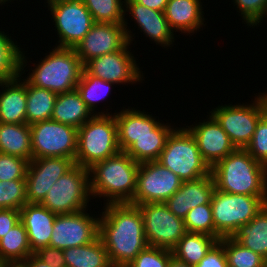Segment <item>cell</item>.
Listing matches in <instances>:
<instances>
[{"label":"cell","mask_w":267,"mask_h":267,"mask_svg":"<svg viewBox=\"0 0 267 267\" xmlns=\"http://www.w3.org/2000/svg\"><path fill=\"white\" fill-rule=\"evenodd\" d=\"M99 237L113 267H126L148 246L140 209L129 203L103 205Z\"/></svg>","instance_id":"6da1fadb"},{"label":"cell","mask_w":267,"mask_h":267,"mask_svg":"<svg viewBox=\"0 0 267 267\" xmlns=\"http://www.w3.org/2000/svg\"><path fill=\"white\" fill-rule=\"evenodd\" d=\"M53 47H50L52 49L47 51L48 54L45 53L46 56L40 61L38 60L37 64L27 60L29 58L25 56L27 51L23 49L21 74L25 75V71L29 70L27 77H24L29 84L51 90L56 94L76 89L84 69L83 63L75 49L56 47L55 45ZM29 62L33 64V70L32 67L30 69V64H27Z\"/></svg>","instance_id":"7a4b0ae2"},{"label":"cell","mask_w":267,"mask_h":267,"mask_svg":"<svg viewBox=\"0 0 267 267\" xmlns=\"http://www.w3.org/2000/svg\"><path fill=\"white\" fill-rule=\"evenodd\" d=\"M139 166L122 151L93 164L89 168L92 198H103V205L130 203L136 191Z\"/></svg>","instance_id":"3957f363"},{"label":"cell","mask_w":267,"mask_h":267,"mask_svg":"<svg viewBox=\"0 0 267 267\" xmlns=\"http://www.w3.org/2000/svg\"><path fill=\"white\" fill-rule=\"evenodd\" d=\"M211 173L215 188L224 193L267 196V168L246 149H235L217 162Z\"/></svg>","instance_id":"277c9868"},{"label":"cell","mask_w":267,"mask_h":267,"mask_svg":"<svg viewBox=\"0 0 267 267\" xmlns=\"http://www.w3.org/2000/svg\"><path fill=\"white\" fill-rule=\"evenodd\" d=\"M120 152L114 114L94 115L78 128L75 164L90 168Z\"/></svg>","instance_id":"5b68a950"},{"label":"cell","mask_w":267,"mask_h":267,"mask_svg":"<svg viewBox=\"0 0 267 267\" xmlns=\"http://www.w3.org/2000/svg\"><path fill=\"white\" fill-rule=\"evenodd\" d=\"M251 103H223L209 113L227 133L236 149H245L254 135L256 125L267 112V94H254Z\"/></svg>","instance_id":"8992f818"},{"label":"cell","mask_w":267,"mask_h":267,"mask_svg":"<svg viewBox=\"0 0 267 267\" xmlns=\"http://www.w3.org/2000/svg\"><path fill=\"white\" fill-rule=\"evenodd\" d=\"M183 181L207 176L211 168L203 160L194 136L186 127H175L157 160Z\"/></svg>","instance_id":"52a82bcc"},{"label":"cell","mask_w":267,"mask_h":267,"mask_svg":"<svg viewBox=\"0 0 267 267\" xmlns=\"http://www.w3.org/2000/svg\"><path fill=\"white\" fill-rule=\"evenodd\" d=\"M267 204V196L224 193L216 188L211 197L215 238L231 237L243 224L249 223Z\"/></svg>","instance_id":"ba28073f"},{"label":"cell","mask_w":267,"mask_h":267,"mask_svg":"<svg viewBox=\"0 0 267 267\" xmlns=\"http://www.w3.org/2000/svg\"><path fill=\"white\" fill-rule=\"evenodd\" d=\"M91 199L89 169L75 164L54 183L40 204L62 215L89 209Z\"/></svg>","instance_id":"9c48e42d"},{"label":"cell","mask_w":267,"mask_h":267,"mask_svg":"<svg viewBox=\"0 0 267 267\" xmlns=\"http://www.w3.org/2000/svg\"><path fill=\"white\" fill-rule=\"evenodd\" d=\"M32 159L62 157L75 162L78 129L53 120L30 125Z\"/></svg>","instance_id":"30bf717a"},{"label":"cell","mask_w":267,"mask_h":267,"mask_svg":"<svg viewBox=\"0 0 267 267\" xmlns=\"http://www.w3.org/2000/svg\"><path fill=\"white\" fill-rule=\"evenodd\" d=\"M47 9L58 35L56 47L75 49L95 23L82 0L57 2Z\"/></svg>","instance_id":"8fae6325"},{"label":"cell","mask_w":267,"mask_h":267,"mask_svg":"<svg viewBox=\"0 0 267 267\" xmlns=\"http://www.w3.org/2000/svg\"><path fill=\"white\" fill-rule=\"evenodd\" d=\"M137 207L143 217L149 246L172 250L187 233L184 219L172 213L165 203H146Z\"/></svg>","instance_id":"7c38bea8"},{"label":"cell","mask_w":267,"mask_h":267,"mask_svg":"<svg viewBox=\"0 0 267 267\" xmlns=\"http://www.w3.org/2000/svg\"><path fill=\"white\" fill-rule=\"evenodd\" d=\"M128 42L121 50L89 60L84 69L92 76L120 86L144 83L143 68L139 66ZM131 48V49H130ZM130 49V50H129Z\"/></svg>","instance_id":"4fadbf2b"},{"label":"cell","mask_w":267,"mask_h":267,"mask_svg":"<svg viewBox=\"0 0 267 267\" xmlns=\"http://www.w3.org/2000/svg\"><path fill=\"white\" fill-rule=\"evenodd\" d=\"M181 184L182 180L158 161L140 163L136 191L129 204L137 206L146 203H164Z\"/></svg>","instance_id":"5bb4252c"},{"label":"cell","mask_w":267,"mask_h":267,"mask_svg":"<svg viewBox=\"0 0 267 267\" xmlns=\"http://www.w3.org/2000/svg\"><path fill=\"white\" fill-rule=\"evenodd\" d=\"M88 210L57 215L49 246L64 250L94 241L99 235L100 214L99 211L98 214L88 213Z\"/></svg>","instance_id":"9a60e30c"},{"label":"cell","mask_w":267,"mask_h":267,"mask_svg":"<svg viewBox=\"0 0 267 267\" xmlns=\"http://www.w3.org/2000/svg\"><path fill=\"white\" fill-rule=\"evenodd\" d=\"M124 15L126 36L128 42H130L131 44L133 43V41L135 42L133 43L134 47L136 41L133 37L136 36L130 30L131 26H128V17L131 21H134V27L137 28L138 26L137 30L143 33L146 38L149 37L150 41H152L156 45H159L164 49L166 48V50L169 49V47L172 48L174 46V43L176 41L175 33L170 28L169 23L167 22V19L164 15V12L147 8L144 5L137 3L135 0H125Z\"/></svg>","instance_id":"2e32d148"},{"label":"cell","mask_w":267,"mask_h":267,"mask_svg":"<svg viewBox=\"0 0 267 267\" xmlns=\"http://www.w3.org/2000/svg\"><path fill=\"white\" fill-rule=\"evenodd\" d=\"M138 108L123 106L119 112L117 109L114 112L117 122L118 146L122 152H125L140 136L170 135L175 129L174 127H177L170 122L167 123V120H165V124L163 120H159V117L157 119V116H152L149 112L141 111Z\"/></svg>","instance_id":"e0dca14e"},{"label":"cell","mask_w":267,"mask_h":267,"mask_svg":"<svg viewBox=\"0 0 267 267\" xmlns=\"http://www.w3.org/2000/svg\"><path fill=\"white\" fill-rule=\"evenodd\" d=\"M74 165L75 162L69 158L32 159L28 164L25 178L27 203L40 204L54 183Z\"/></svg>","instance_id":"ac0fdd59"},{"label":"cell","mask_w":267,"mask_h":267,"mask_svg":"<svg viewBox=\"0 0 267 267\" xmlns=\"http://www.w3.org/2000/svg\"><path fill=\"white\" fill-rule=\"evenodd\" d=\"M127 43L124 23H94L75 51L85 65L93 58L121 50Z\"/></svg>","instance_id":"d6986e66"},{"label":"cell","mask_w":267,"mask_h":267,"mask_svg":"<svg viewBox=\"0 0 267 267\" xmlns=\"http://www.w3.org/2000/svg\"><path fill=\"white\" fill-rule=\"evenodd\" d=\"M207 114L203 121L200 119V122L185 127L196 139L203 160L212 168L236 148L216 119L209 112Z\"/></svg>","instance_id":"ffe728a7"},{"label":"cell","mask_w":267,"mask_h":267,"mask_svg":"<svg viewBox=\"0 0 267 267\" xmlns=\"http://www.w3.org/2000/svg\"><path fill=\"white\" fill-rule=\"evenodd\" d=\"M214 189L215 181L210 173L195 180L183 181L180 188L164 203L172 213L184 219L196 206L211 204Z\"/></svg>","instance_id":"44dd1931"},{"label":"cell","mask_w":267,"mask_h":267,"mask_svg":"<svg viewBox=\"0 0 267 267\" xmlns=\"http://www.w3.org/2000/svg\"><path fill=\"white\" fill-rule=\"evenodd\" d=\"M203 3L201 0H168L164 15L175 34L181 32L180 34L192 36L199 29L205 28L207 24H204Z\"/></svg>","instance_id":"7402d4cb"},{"label":"cell","mask_w":267,"mask_h":267,"mask_svg":"<svg viewBox=\"0 0 267 267\" xmlns=\"http://www.w3.org/2000/svg\"><path fill=\"white\" fill-rule=\"evenodd\" d=\"M56 216L55 213L37 203H26L20 209V221L27 231L33 252L49 246Z\"/></svg>","instance_id":"603a6c76"},{"label":"cell","mask_w":267,"mask_h":267,"mask_svg":"<svg viewBox=\"0 0 267 267\" xmlns=\"http://www.w3.org/2000/svg\"><path fill=\"white\" fill-rule=\"evenodd\" d=\"M22 74L13 80L0 81V123H26V80Z\"/></svg>","instance_id":"cb8c5ba5"},{"label":"cell","mask_w":267,"mask_h":267,"mask_svg":"<svg viewBox=\"0 0 267 267\" xmlns=\"http://www.w3.org/2000/svg\"><path fill=\"white\" fill-rule=\"evenodd\" d=\"M93 116L77 89L57 94L51 120L78 129Z\"/></svg>","instance_id":"d4e9b609"},{"label":"cell","mask_w":267,"mask_h":267,"mask_svg":"<svg viewBox=\"0 0 267 267\" xmlns=\"http://www.w3.org/2000/svg\"><path fill=\"white\" fill-rule=\"evenodd\" d=\"M0 153L32 160L30 125L0 123Z\"/></svg>","instance_id":"484cf974"},{"label":"cell","mask_w":267,"mask_h":267,"mask_svg":"<svg viewBox=\"0 0 267 267\" xmlns=\"http://www.w3.org/2000/svg\"><path fill=\"white\" fill-rule=\"evenodd\" d=\"M231 238L267 259V204L249 223L241 225Z\"/></svg>","instance_id":"4316f807"},{"label":"cell","mask_w":267,"mask_h":267,"mask_svg":"<svg viewBox=\"0 0 267 267\" xmlns=\"http://www.w3.org/2000/svg\"><path fill=\"white\" fill-rule=\"evenodd\" d=\"M114 86V83L92 76L85 69H83L76 89L79 91L82 100L94 115H112L114 114L112 113V110L108 112L110 109H112V107L107 108L106 111H104L105 109L103 108L105 106H103L101 110V107L99 108L98 105H101L99 103H103L111 95V92L113 91L112 88Z\"/></svg>","instance_id":"83f0119b"},{"label":"cell","mask_w":267,"mask_h":267,"mask_svg":"<svg viewBox=\"0 0 267 267\" xmlns=\"http://www.w3.org/2000/svg\"><path fill=\"white\" fill-rule=\"evenodd\" d=\"M66 267H113L98 236L89 244L63 250Z\"/></svg>","instance_id":"f1b7e54d"},{"label":"cell","mask_w":267,"mask_h":267,"mask_svg":"<svg viewBox=\"0 0 267 267\" xmlns=\"http://www.w3.org/2000/svg\"><path fill=\"white\" fill-rule=\"evenodd\" d=\"M33 253L21 221L0 239L1 264L23 263Z\"/></svg>","instance_id":"f546056e"},{"label":"cell","mask_w":267,"mask_h":267,"mask_svg":"<svg viewBox=\"0 0 267 267\" xmlns=\"http://www.w3.org/2000/svg\"><path fill=\"white\" fill-rule=\"evenodd\" d=\"M26 124L51 120L57 94L26 81Z\"/></svg>","instance_id":"4dcf8cb0"},{"label":"cell","mask_w":267,"mask_h":267,"mask_svg":"<svg viewBox=\"0 0 267 267\" xmlns=\"http://www.w3.org/2000/svg\"><path fill=\"white\" fill-rule=\"evenodd\" d=\"M217 241L214 236L187 232L171 250L172 255L194 266L201 261Z\"/></svg>","instance_id":"1f68e13d"},{"label":"cell","mask_w":267,"mask_h":267,"mask_svg":"<svg viewBox=\"0 0 267 267\" xmlns=\"http://www.w3.org/2000/svg\"><path fill=\"white\" fill-rule=\"evenodd\" d=\"M1 30L2 28L0 29V81L13 80L21 75L24 48H21L16 39L7 34L8 32Z\"/></svg>","instance_id":"d6a6232c"},{"label":"cell","mask_w":267,"mask_h":267,"mask_svg":"<svg viewBox=\"0 0 267 267\" xmlns=\"http://www.w3.org/2000/svg\"><path fill=\"white\" fill-rule=\"evenodd\" d=\"M169 135H143L125 152L137 163L157 161Z\"/></svg>","instance_id":"836d02e7"},{"label":"cell","mask_w":267,"mask_h":267,"mask_svg":"<svg viewBox=\"0 0 267 267\" xmlns=\"http://www.w3.org/2000/svg\"><path fill=\"white\" fill-rule=\"evenodd\" d=\"M219 242L224 246L228 267H264L265 258L231 237H223Z\"/></svg>","instance_id":"e575fe53"},{"label":"cell","mask_w":267,"mask_h":267,"mask_svg":"<svg viewBox=\"0 0 267 267\" xmlns=\"http://www.w3.org/2000/svg\"><path fill=\"white\" fill-rule=\"evenodd\" d=\"M95 23H124L125 0H82Z\"/></svg>","instance_id":"d590c367"},{"label":"cell","mask_w":267,"mask_h":267,"mask_svg":"<svg viewBox=\"0 0 267 267\" xmlns=\"http://www.w3.org/2000/svg\"><path fill=\"white\" fill-rule=\"evenodd\" d=\"M187 232L207 234L215 237V224L211 204L196 206L184 218Z\"/></svg>","instance_id":"8d00e7d4"},{"label":"cell","mask_w":267,"mask_h":267,"mask_svg":"<svg viewBox=\"0 0 267 267\" xmlns=\"http://www.w3.org/2000/svg\"><path fill=\"white\" fill-rule=\"evenodd\" d=\"M26 203V180L0 181V209L20 210Z\"/></svg>","instance_id":"74e56055"},{"label":"cell","mask_w":267,"mask_h":267,"mask_svg":"<svg viewBox=\"0 0 267 267\" xmlns=\"http://www.w3.org/2000/svg\"><path fill=\"white\" fill-rule=\"evenodd\" d=\"M235 10L247 28L259 27L267 19V0H232ZM262 21V22H261ZM247 24V25H246Z\"/></svg>","instance_id":"f35d334b"},{"label":"cell","mask_w":267,"mask_h":267,"mask_svg":"<svg viewBox=\"0 0 267 267\" xmlns=\"http://www.w3.org/2000/svg\"><path fill=\"white\" fill-rule=\"evenodd\" d=\"M267 94V90L265 91ZM248 153L267 168V112L260 118L250 143Z\"/></svg>","instance_id":"ab89813d"},{"label":"cell","mask_w":267,"mask_h":267,"mask_svg":"<svg viewBox=\"0 0 267 267\" xmlns=\"http://www.w3.org/2000/svg\"><path fill=\"white\" fill-rule=\"evenodd\" d=\"M171 255V250L148 245L126 267H168Z\"/></svg>","instance_id":"60d3db41"},{"label":"cell","mask_w":267,"mask_h":267,"mask_svg":"<svg viewBox=\"0 0 267 267\" xmlns=\"http://www.w3.org/2000/svg\"><path fill=\"white\" fill-rule=\"evenodd\" d=\"M29 161L0 153V181L25 180Z\"/></svg>","instance_id":"b9f144b4"},{"label":"cell","mask_w":267,"mask_h":267,"mask_svg":"<svg viewBox=\"0 0 267 267\" xmlns=\"http://www.w3.org/2000/svg\"><path fill=\"white\" fill-rule=\"evenodd\" d=\"M193 267H228L224 246L217 241Z\"/></svg>","instance_id":"7bdbcfd3"},{"label":"cell","mask_w":267,"mask_h":267,"mask_svg":"<svg viewBox=\"0 0 267 267\" xmlns=\"http://www.w3.org/2000/svg\"><path fill=\"white\" fill-rule=\"evenodd\" d=\"M34 254L50 267H66L63 250L50 246L38 249Z\"/></svg>","instance_id":"ee69618b"},{"label":"cell","mask_w":267,"mask_h":267,"mask_svg":"<svg viewBox=\"0 0 267 267\" xmlns=\"http://www.w3.org/2000/svg\"><path fill=\"white\" fill-rule=\"evenodd\" d=\"M20 222V210L0 209V239Z\"/></svg>","instance_id":"f6af8a7d"},{"label":"cell","mask_w":267,"mask_h":267,"mask_svg":"<svg viewBox=\"0 0 267 267\" xmlns=\"http://www.w3.org/2000/svg\"><path fill=\"white\" fill-rule=\"evenodd\" d=\"M137 3L144 5L160 12H164L168 0H135Z\"/></svg>","instance_id":"bcb514c9"},{"label":"cell","mask_w":267,"mask_h":267,"mask_svg":"<svg viewBox=\"0 0 267 267\" xmlns=\"http://www.w3.org/2000/svg\"><path fill=\"white\" fill-rule=\"evenodd\" d=\"M24 267H50L48 264L40 260L34 253L31 254L23 263Z\"/></svg>","instance_id":"7dc6e473"},{"label":"cell","mask_w":267,"mask_h":267,"mask_svg":"<svg viewBox=\"0 0 267 267\" xmlns=\"http://www.w3.org/2000/svg\"><path fill=\"white\" fill-rule=\"evenodd\" d=\"M168 267H193L192 265L187 264L180 259H177L174 255H171L169 258Z\"/></svg>","instance_id":"c3c4849f"},{"label":"cell","mask_w":267,"mask_h":267,"mask_svg":"<svg viewBox=\"0 0 267 267\" xmlns=\"http://www.w3.org/2000/svg\"><path fill=\"white\" fill-rule=\"evenodd\" d=\"M0 267H24L21 263L0 264Z\"/></svg>","instance_id":"681fc988"},{"label":"cell","mask_w":267,"mask_h":267,"mask_svg":"<svg viewBox=\"0 0 267 267\" xmlns=\"http://www.w3.org/2000/svg\"><path fill=\"white\" fill-rule=\"evenodd\" d=\"M61 1H67V0H45V4L47 5H44L45 7H48V6H50V5H52V4H54V3H57V2H61Z\"/></svg>","instance_id":"f907efd6"},{"label":"cell","mask_w":267,"mask_h":267,"mask_svg":"<svg viewBox=\"0 0 267 267\" xmlns=\"http://www.w3.org/2000/svg\"><path fill=\"white\" fill-rule=\"evenodd\" d=\"M13 1H15V0H0V6H3V9L5 8L4 6H5V4H7L6 6L8 7L9 5H8V3H12Z\"/></svg>","instance_id":"816d5d0a"},{"label":"cell","mask_w":267,"mask_h":267,"mask_svg":"<svg viewBox=\"0 0 267 267\" xmlns=\"http://www.w3.org/2000/svg\"><path fill=\"white\" fill-rule=\"evenodd\" d=\"M264 267H267V259L264 261Z\"/></svg>","instance_id":"f5cc1de1"}]
</instances>
